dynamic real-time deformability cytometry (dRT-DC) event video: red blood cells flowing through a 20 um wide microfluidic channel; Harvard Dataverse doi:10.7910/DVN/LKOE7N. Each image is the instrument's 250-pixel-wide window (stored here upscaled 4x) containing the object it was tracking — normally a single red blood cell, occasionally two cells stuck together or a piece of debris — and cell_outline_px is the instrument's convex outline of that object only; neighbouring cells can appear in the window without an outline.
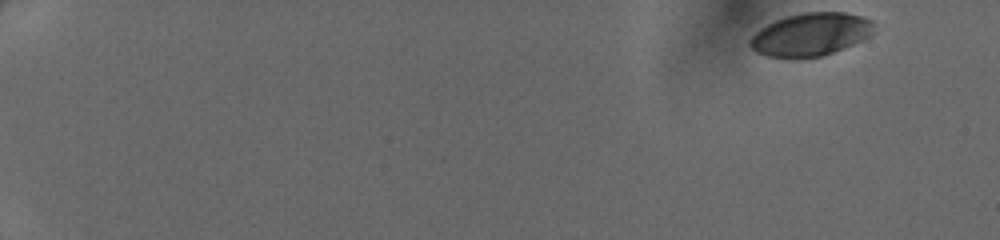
{"species": "human", "species_latin": "Homo sapiens", "temperature_condition": "cold", "stored_images_in_passage": 47, "camera_frame_rate_fps": 3000, "um_per_image_px": 0.085, "donor": {"sex": "female"}, "frame": {"image": 1, "passage_image": 1, "time_ms": 0.0, "image_size_px": [1000, 240], "cell_outline_px": [[872, 32], [864, 40], [824, 56], [768, 56], [756, 52], [748, 44], [752, 36], [760, 28], [776, 20], [788, 16], [804, 12], [844, 12], [860, 16], [872, 20]], "centroid_in_image_um": [68.92, 2.91], "position_along_channel_um": 16.1, "area_um2": 30.46}}
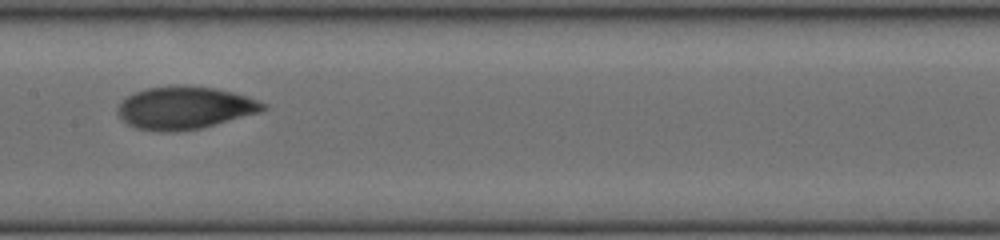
{"frame": {"image": 2, "passage_image": 26, "time_ms": 8.333, "image_size_px": [1000, 240], "cell_outline_px": [[268, 108], [260, 112], [200, 128], [172, 132], [160, 132], [136, 128], [128, 124], [116, 112], [120, 100], [144, 88], [172, 84], [180, 84], [216, 88], [248, 96], [268, 104]], "centroid_in_image_um": [15.69, 9.14], "position_along_channel_um": 191.7, "area_um2": 36.47}}
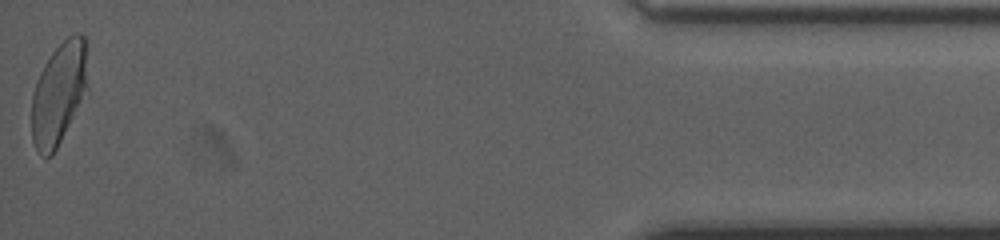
{"frame": {"image": 3, "passage_image": 47, "time_ms": 15.333, "image_size_px": [1000, 240], "cell_outline_px": [[88, 92], [52, 156], [44, 156], [36, 148], [32, 140], [32, 96], [36, 80], [44, 64], [52, 52], [68, 36], [76, 32], [84, 32], [88, 88]], "centroid_in_image_um": [5.02, 7.92], "position_along_channel_um": 430.2, "area_um2": 33.52}}